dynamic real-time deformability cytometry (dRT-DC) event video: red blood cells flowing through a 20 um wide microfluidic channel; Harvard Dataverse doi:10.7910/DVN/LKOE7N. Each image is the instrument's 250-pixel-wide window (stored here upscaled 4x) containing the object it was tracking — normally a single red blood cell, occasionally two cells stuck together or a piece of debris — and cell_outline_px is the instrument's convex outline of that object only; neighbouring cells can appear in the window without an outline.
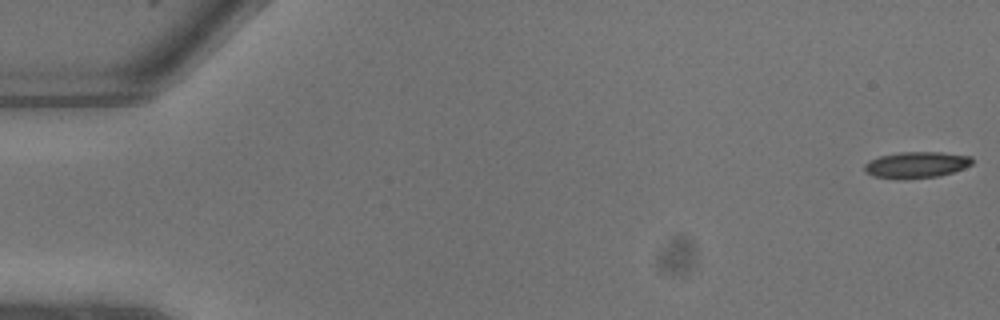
{"species": "common noctule bat (a hibernating species)", "species_latin": "Nyctalus noctula", "temperature_condition": "warm", "stored_images_in_passage": 9, "camera_frame_rate_fps": 3000, "um_per_image_px": 0.085, "animal": {"sex": "male", "body_mass_g": 13.3}, "frame": {"image": 1, "passage_image": 1, "time_ms": 0.0, "image_size_px": [1000, 320], "cell_outline_px": [[972, 164], [964, 168], [940, 176], [900, 180], [872, 176], [864, 172], [864, 164], [868, 160], [880, 156], [900, 152], [940, 152], [972, 156]], "centroid_in_image_um": [77.85, 14.02], "position_along_channel_um": 7.2, "area_um2": 16.76}}
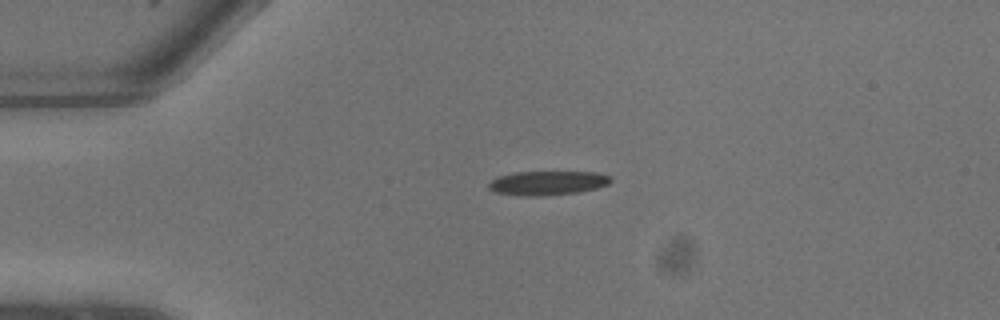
{"frame": {"image": 2, "passage_image": 6, "time_ms": 1.667, "image_size_px": [1000, 320], "cell_outline_px": [[612, 180], [608, 184], [596, 188], [576, 192], [544, 196], [520, 196], [496, 192], [488, 188], [488, 184], [492, 180], [500, 176], [516, 172], [596, 172], [612, 176]], "centroid_in_image_um": [46.55, 15.55], "position_along_channel_um": 38.4, "area_um2": 17.11}}